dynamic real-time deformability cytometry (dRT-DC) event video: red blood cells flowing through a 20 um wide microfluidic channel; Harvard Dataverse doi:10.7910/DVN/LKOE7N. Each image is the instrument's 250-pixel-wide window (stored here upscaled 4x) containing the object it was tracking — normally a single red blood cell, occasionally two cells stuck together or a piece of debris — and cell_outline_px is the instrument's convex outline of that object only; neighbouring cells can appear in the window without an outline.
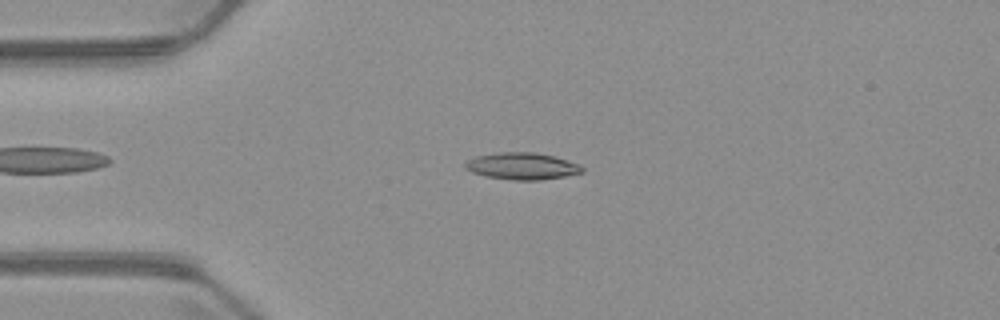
{"species": "common noctule bat (a hibernating species)", "species_latin": "Nyctalus noctula", "temperature_condition": "warm", "stored_images_in_passage": 4, "camera_frame_rate_fps": 3000, "um_per_image_px": 0.085, "animal": {"sex": "male", "body_mass_g": 23.1, "forearm_length_mm": 52.7}, "frame": {"image": 1, "passage_image": 3, "time_ms": 2.0, "image_size_px": [1000, 320], "cell_outline_px": [[584, 172], [564, 176], [540, 180], [512, 180], [488, 176], [472, 172], [464, 168], [464, 164], [468, 160], [476, 156], [500, 152], [532, 152], [556, 156], [580, 164], [584, 168]], "centroid_in_image_um": [44.41, 14.11], "position_along_channel_um": 40.6, "area_um2": 18.32}}